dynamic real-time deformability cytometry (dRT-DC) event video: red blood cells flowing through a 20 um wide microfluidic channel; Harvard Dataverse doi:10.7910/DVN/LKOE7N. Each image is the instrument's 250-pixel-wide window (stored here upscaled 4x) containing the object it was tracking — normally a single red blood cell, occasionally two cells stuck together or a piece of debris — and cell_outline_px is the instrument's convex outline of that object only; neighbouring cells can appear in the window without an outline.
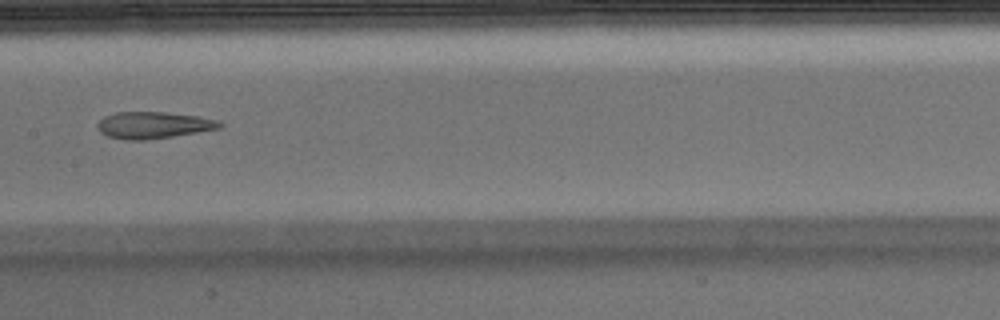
{"species": "Egyptian fruit bat (a non-hibernating species)", "species_latin": "Rousettus aegyptiacus", "temperature_condition": "warm", "stored_images_in_passage": 34, "camera_frame_rate_fps": 3000, "um_per_image_px": 0.085, "animal": {"sex": "male"}, "frame": {"image": 1, "passage_image": 15, "time_ms": 4.667, "image_size_px": [1000, 320], "cell_outline_px": [[224, 124], [220, 128], [172, 136], [144, 140], [128, 140], [108, 136], [100, 132], [96, 128], [96, 124], [104, 116], [116, 112], [164, 112], [196, 116], [216, 120]], "centroid_in_image_um": [12.98, 10.63], "position_along_channel_um": 194.4, "area_um2": 18.84}, "authors_computed_cell_mechanics": {"area_um2": 19.7387, "velocity_mm_per_s": 3.9255, "shape_relaxation_time_tau1_ms": null, "shape_relaxation_time_tau2_ms": 3.2661, "deformation_change_tau1": null, "deformation_change_tau2": 0.1144}}